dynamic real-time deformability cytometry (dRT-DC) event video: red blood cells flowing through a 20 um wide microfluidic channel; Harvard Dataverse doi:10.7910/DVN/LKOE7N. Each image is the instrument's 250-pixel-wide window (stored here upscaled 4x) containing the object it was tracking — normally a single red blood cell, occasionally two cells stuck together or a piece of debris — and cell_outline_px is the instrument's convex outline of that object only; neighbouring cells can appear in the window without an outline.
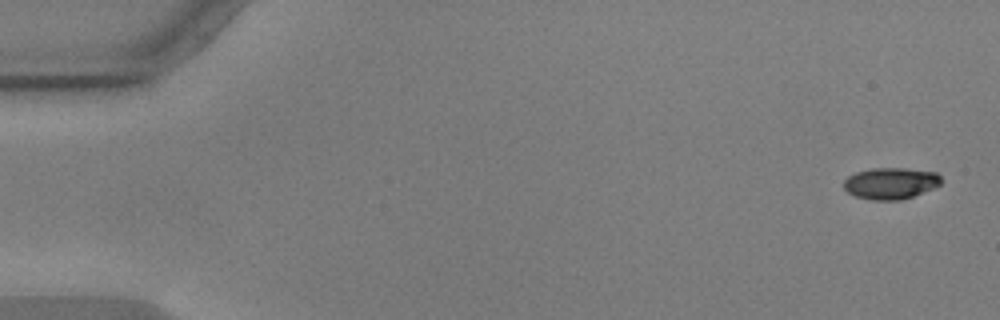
{"species": "common noctule bat (a hibernating species)", "species_latin": "Nyctalus noctula", "temperature_condition": "warm", "stored_images_in_passage": 55, "camera_frame_rate_fps": 3000, "um_per_image_px": 0.085, "animal": {"sex": "male", "body_mass_g": 17.9, "forearm_length_mm": 54.2}, "frame": {"image": 1, "passage_image": 1, "time_ms": 0.0, "image_size_px": [1000, 320], "cell_outline_px": [[940, 184], [932, 188], [912, 196], [900, 200], [872, 200], [856, 196], [848, 192], [844, 188], [844, 180], [848, 176], [856, 172], [872, 168], [904, 168], [936, 172], [940, 176]], "centroid_in_image_um": [75.68, 15.57], "position_along_channel_um": 9.3, "area_um2": 17.69}}
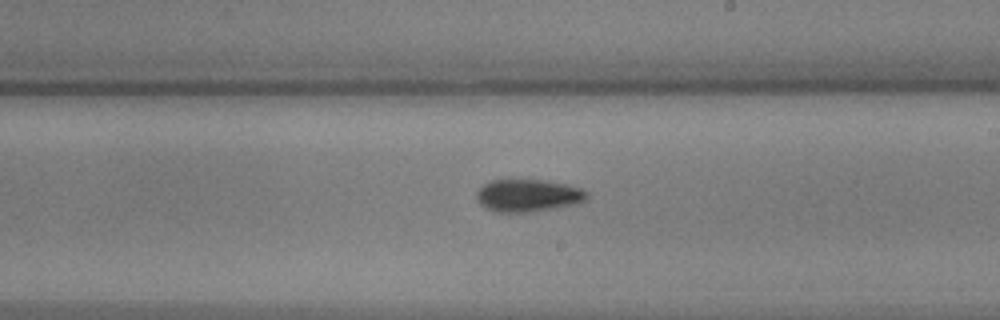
{"frame": {"image": 2, "passage_image": 32, "time_ms": 10.333, "image_size_px": [1000, 320], "cell_outline_px": [[588, 196], [580, 204], [532, 212], [496, 212], [480, 204], [476, 200], [476, 192], [484, 184], [492, 180], [544, 180], [568, 184], [580, 188], [588, 192]], "centroid_in_image_um": [44.91, 16.62], "position_along_channel_um": 244.1, "area_um2": 21.04}}
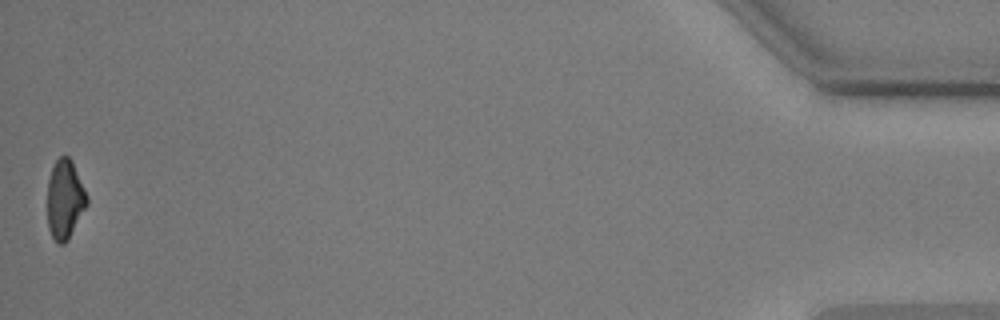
{"frame": {"image": 3, "passage_image": 55, "time_ms": 18.0, "image_size_px": [1000, 320], "cell_outline_px": [[88, 204], [68, 240], [64, 244], [60, 244], [52, 236], [48, 228], [48, 180], [52, 168], [56, 160], [60, 156], [68, 156], [72, 160], [88, 196]], "centroid_in_image_um": [5.53, 16.94], "position_along_channel_um": 429.7, "area_um2": 18.21}, "authors_computed_cell_mechanics": {"area_um2": 19.4786, "velocity_mm_per_s": 3.6102, "shape_relaxation_time_tau1_ms": 3.9988, "shape_relaxation_time_tau2_ms": 5.4561, "deformation_change_tau1": 0.1586, "deformation_change_tau2": 0.1133}}